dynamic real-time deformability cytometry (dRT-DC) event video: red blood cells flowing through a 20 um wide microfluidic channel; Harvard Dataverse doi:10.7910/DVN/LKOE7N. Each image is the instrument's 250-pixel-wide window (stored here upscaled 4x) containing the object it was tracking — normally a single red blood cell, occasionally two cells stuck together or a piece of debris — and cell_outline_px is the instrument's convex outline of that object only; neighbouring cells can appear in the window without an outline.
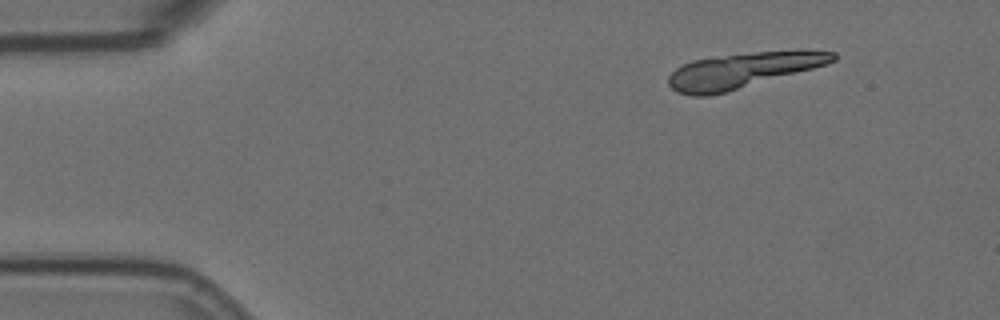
{"species": "Egyptian fruit bat (a non-hibernating species)", "species_latin": "Rousettus aegyptiacus", "temperature_condition": "room temperature", "stored_images_in_passage": 5, "segment_of_instrument_passage": [1, 2], "camera_frame_rate_fps": 3000, "um_per_image_px": 0.085, "animal": {"sex": "female"}, "frame": {"image": 1, "passage_image": 1, "time_ms": 0.0, "image_size_px": [1000, 320], "cell_outline_px": [[836, 60], [828, 64], [728, 92], [708, 96], [692, 96], [676, 92], [668, 84], [668, 76], [676, 68], [692, 60], [756, 52], [800, 48], [836, 52]], "centroid_in_image_um": [63.2, 5.97], "position_along_channel_um": 21.8, "area_um2": 34.22}}